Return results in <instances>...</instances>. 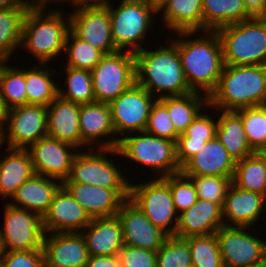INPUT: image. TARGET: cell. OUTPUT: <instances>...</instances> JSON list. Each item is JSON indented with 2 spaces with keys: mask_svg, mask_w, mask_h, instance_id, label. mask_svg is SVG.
<instances>
[{
  "mask_svg": "<svg viewBox=\"0 0 266 267\" xmlns=\"http://www.w3.org/2000/svg\"><path fill=\"white\" fill-rule=\"evenodd\" d=\"M150 1H152V2H154V3H156V4H158L161 0H150Z\"/></svg>",
  "mask_w": 266,
  "mask_h": 267,
  "instance_id": "91938a15",
  "label": "cell"
},
{
  "mask_svg": "<svg viewBox=\"0 0 266 267\" xmlns=\"http://www.w3.org/2000/svg\"><path fill=\"white\" fill-rule=\"evenodd\" d=\"M9 114V108L7 107L5 100L0 91V132H3L6 126L7 116Z\"/></svg>",
  "mask_w": 266,
  "mask_h": 267,
  "instance_id": "816d5d0a",
  "label": "cell"
},
{
  "mask_svg": "<svg viewBox=\"0 0 266 267\" xmlns=\"http://www.w3.org/2000/svg\"><path fill=\"white\" fill-rule=\"evenodd\" d=\"M30 70L25 69V85L27 94V104L48 106L58 97V86L51 79V74L56 70L47 69L45 65L38 64ZM40 68V69H39ZM50 71L52 73H50Z\"/></svg>",
  "mask_w": 266,
  "mask_h": 267,
  "instance_id": "836d02e7",
  "label": "cell"
},
{
  "mask_svg": "<svg viewBox=\"0 0 266 267\" xmlns=\"http://www.w3.org/2000/svg\"><path fill=\"white\" fill-rule=\"evenodd\" d=\"M85 267H121L118 255L89 256Z\"/></svg>",
  "mask_w": 266,
  "mask_h": 267,
  "instance_id": "c3c4849f",
  "label": "cell"
},
{
  "mask_svg": "<svg viewBox=\"0 0 266 267\" xmlns=\"http://www.w3.org/2000/svg\"><path fill=\"white\" fill-rule=\"evenodd\" d=\"M75 7L73 13L69 14L70 31L103 54L117 51L112 38L108 6L100 2L78 4Z\"/></svg>",
  "mask_w": 266,
  "mask_h": 267,
  "instance_id": "8fae6325",
  "label": "cell"
},
{
  "mask_svg": "<svg viewBox=\"0 0 266 267\" xmlns=\"http://www.w3.org/2000/svg\"><path fill=\"white\" fill-rule=\"evenodd\" d=\"M8 151L0 160V187L4 198H11L18 187L35 174L28 149L8 147Z\"/></svg>",
  "mask_w": 266,
  "mask_h": 267,
  "instance_id": "f546056e",
  "label": "cell"
},
{
  "mask_svg": "<svg viewBox=\"0 0 266 267\" xmlns=\"http://www.w3.org/2000/svg\"><path fill=\"white\" fill-rule=\"evenodd\" d=\"M116 215L121 222L125 245L158 251L169 237L162 229L155 226L129 198L122 203Z\"/></svg>",
  "mask_w": 266,
  "mask_h": 267,
  "instance_id": "e0dca14e",
  "label": "cell"
},
{
  "mask_svg": "<svg viewBox=\"0 0 266 267\" xmlns=\"http://www.w3.org/2000/svg\"><path fill=\"white\" fill-rule=\"evenodd\" d=\"M189 243L192 266L224 267L216 234L185 238Z\"/></svg>",
  "mask_w": 266,
  "mask_h": 267,
  "instance_id": "74e56055",
  "label": "cell"
},
{
  "mask_svg": "<svg viewBox=\"0 0 266 267\" xmlns=\"http://www.w3.org/2000/svg\"><path fill=\"white\" fill-rule=\"evenodd\" d=\"M191 92L182 96L163 97L159 100L167 107L175 131L181 135L198 116L199 110L209 105L208 96Z\"/></svg>",
  "mask_w": 266,
  "mask_h": 267,
  "instance_id": "d6a6232c",
  "label": "cell"
},
{
  "mask_svg": "<svg viewBox=\"0 0 266 267\" xmlns=\"http://www.w3.org/2000/svg\"><path fill=\"white\" fill-rule=\"evenodd\" d=\"M103 2L110 11L115 49L134 54L144 49L140 43L151 28L153 14L159 13L158 4L150 0H121L118 8L114 9L109 0Z\"/></svg>",
  "mask_w": 266,
  "mask_h": 267,
  "instance_id": "52a82bcc",
  "label": "cell"
},
{
  "mask_svg": "<svg viewBox=\"0 0 266 267\" xmlns=\"http://www.w3.org/2000/svg\"><path fill=\"white\" fill-rule=\"evenodd\" d=\"M45 6L46 3L41 2L28 10L22 23L21 45L37 58L39 64H47L62 53L70 31L69 15L64 17L60 10L45 13Z\"/></svg>",
  "mask_w": 266,
  "mask_h": 267,
  "instance_id": "277c9868",
  "label": "cell"
},
{
  "mask_svg": "<svg viewBox=\"0 0 266 267\" xmlns=\"http://www.w3.org/2000/svg\"><path fill=\"white\" fill-rule=\"evenodd\" d=\"M31 8L0 9V57L10 60L21 47L22 23Z\"/></svg>",
  "mask_w": 266,
  "mask_h": 267,
  "instance_id": "d590c367",
  "label": "cell"
},
{
  "mask_svg": "<svg viewBox=\"0 0 266 267\" xmlns=\"http://www.w3.org/2000/svg\"><path fill=\"white\" fill-rule=\"evenodd\" d=\"M66 70V90L58 87V96L64 100L81 104L95 101L91 71L85 69L64 67Z\"/></svg>",
  "mask_w": 266,
  "mask_h": 267,
  "instance_id": "8d00e7d4",
  "label": "cell"
},
{
  "mask_svg": "<svg viewBox=\"0 0 266 267\" xmlns=\"http://www.w3.org/2000/svg\"><path fill=\"white\" fill-rule=\"evenodd\" d=\"M41 2V0H0V9L33 8Z\"/></svg>",
  "mask_w": 266,
  "mask_h": 267,
  "instance_id": "f907efd6",
  "label": "cell"
},
{
  "mask_svg": "<svg viewBox=\"0 0 266 267\" xmlns=\"http://www.w3.org/2000/svg\"><path fill=\"white\" fill-rule=\"evenodd\" d=\"M91 77L95 101L110 103L136 82L134 53L117 50L104 54Z\"/></svg>",
  "mask_w": 266,
  "mask_h": 267,
  "instance_id": "ba28073f",
  "label": "cell"
},
{
  "mask_svg": "<svg viewBox=\"0 0 266 267\" xmlns=\"http://www.w3.org/2000/svg\"><path fill=\"white\" fill-rule=\"evenodd\" d=\"M84 230L80 233L85 240L89 256L118 255L125 245L117 215L94 218Z\"/></svg>",
  "mask_w": 266,
  "mask_h": 267,
  "instance_id": "d4e9b609",
  "label": "cell"
},
{
  "mask_svg": "<svg viewBox=\"0 0 266 267\" xmlns=\"http://www.w3.org/2000/svg\"><path fill=\"white\" fill-rule=\"evenodd\" d=\"M54 3V1L57 3L58 2H72L74 5H78V4H89V3H100V2H103V0H44L43 2H45L46 4L49 3V2H52Z\"/></svg>",
  "mask_w": 266,
  "mask_h": 267,
  "instance_id": "f5cc1de1",
  "label": "cell"
},
{
  "mask_svg": "<svg viewBox=\"0 0 266 267\" xmlns=\"http://www.w3.org/2000/svg\"><path fill=\"white\" fill-rule=\"evenodd\" d=\"M42 219L45 234L80 233L92 220L63 185L56 192L49 210Z\"/></svg>",
  "mask_w": 266,
  "mask_h": 267,
  "instance_id": "ac0fdd59",
  "label": "cell"
},
{
  "mask_svg": "<svg viewBox=\"0 0 266 267\" xmlns=\"http://www.w3.org/2000/svg\"><path fill=\"white\" fill-rule=\"evenodd\" d=\"M134 55L136 83L151 95L158 94L156 99L193 92L186 81L178 48L172 40L167 47L154 51L144 48Z\"/></svg>",
  "mask_w": 266,
  "mask_h": 267,
  "instance_id": "7a4b0ae2",
  "label": "cell"
},
{
  "mask_svg": "<svg viewBox=\"0 0 266 267\" xmlns=\"http://www.w3.org/2000/svg\"><path fill=\"white\" fill-rule=\"evenodd\" d=\"M208 103L219 112L265 106L266 65H224Z\"/></svg>",
  "mask_w": 266,
  "mask_h": 267,
  "instance_id": "3957f363",
  "label": "cell"
},
{
  "mask_svg": "<svg viewBox=\"0 0 266 267\" xmlns=\"http://www.w3.org/2000/svg\"><path fill=\"white\" fill-rule=\"evenodd\" d=\"M74 149L77 150L74 145L48 136L40 138L28 148L35 174L58 179L63 183L69 176L77 154Z\"/></svg>",
  "mask_w": 266,
  "mask_h": 267,
  "instance_id": "2e32d148",
  "label": "cell"
},
{
  "mask_svg": "<svg viewBox=\"0 0 266 267\" xmlns=\"http://www.w3.org/2000/svg\"><path fill=\"white\" fill-rule=\"evenodd\" d=\"M80 105L59 96L47 106V136L82 147Z\"/></svg>",
  "mask_w": 266,
  "mask_h": 267,
  "instance_id": "cb8c5ba5",
  "label": "cell"
},
{
  "mask_svg": "<svg viewBox=\"0 0 266 267\" xmlns=\"http://www.w3.org/2000/svg\"><path fill=\"white\" fill-rule=\"evenodd\" d=\"M264 208H266V196L244 190L232 182L222 206L224 226L251 228L256 221H259L258 218Z\"/></svg>",
  "mask_w": 266,
  "mask_h": 267,
  "instance_id": "44dd1931",
  "label": "cell"
},
{
  "mask_svg": "<svg viewBox=\"0 0 266 267\" xmlns=\"http://www.w3.org/2000/svg\"><path fill=\"white\" fill-rule=\"evenodd\" d=\"M88 215L94 218L115 216L129 198L130 189H106L84 183H62Z\"/></svg>",
  "mask_w": 266,
  "mask_h": 267,
  "instance_id": "d6986e66",
  "label": "cell"
},
{
  "mask_svg": "<svg viewBox=\"0 0 266 267\" xmlns=\"http://www.w3.org/2000/svg\"><path fill=\"white\" fill-rule=\"evenodd\" d=\"M203 31L252 19L242 0H202Z\"/></svg>",
  "mask_w": 266,
  "mask_h": 267,
  "instance_id": "1f68e13d",
  "label": "cell"
},
{
  "mask_svg": "<svg viewBox=\"0 0 266 267\" xmlns=\"http://www.w3.org/2000/svg\"><path fill=\"white\" fill-rule=\"evenodd\" d=\"M43 253L44 267H85L89 259L81 233L45 234Z\"/></svg>",
  "mask_w": 266,
  "mask_h": 267,
  "instance_id": "ffe728a7",
  "label": "cell"
},
{
  "mask_svg": "<svg viewBox=\"0 0 266 267\" xmlns=\"http://www.w3.org/2000/svg\"><path fill=\"white\" fill-rule=\"evenodd\" d=\"M245 267H266V262L265 263H260V264H255L251 266H245Z\"/></svg>",
  "mask_w": 266,
  "mask_h": 267,
  "instance_id": "6f0895ef",
  "label": "cell"
},
{
  "mask_svg": "<svg viewBox=\"0 0 266 267\" xmlns=\"http://www.w3.org/2000/svg\"><path fill=\"white\" fill-rule=\"evenodd\" d=\"M217 119L216 137L235 162L256 152L250 146L241 116L236 111H222Z\"/></svg>",
  "mask_w": 266,
  "mask_h": 267,
  "instance_id": "4dcf8cb0",
  "label": "cell"
},
{
  "mask_svg": "<svg viewBox=\"0 0 266 267\" xmlns=\"http://www.w3.org/2000/svg\"><path fill=\"white\" fill-rule=\"evenodd\" d=\"M94 151H77L69 176L63 183H84L106 189H130V183L120 169L111 159H107V155L111 153L119 156L117 148H98V151Z\"/></svg>",
  "mask_w": 266,
  "mask_h": 267,
  "instance_id": "9c48e42d",
  "label": "cell"
},
{
  "mask_svg": "<svg viewBox=\"0 0 266 267\" xmlns=\"http://www.w3.org/2000/svg\"><path fill=\"white\" fill-rule=\"evenodd\" d=\"M253 17H266V0H242Z\"/></svg>",
  "mask_w": 266,
  "mask_h": 267,
  "instance_id": "681fc988",
  "label": "cell"
},
{
  "mask_svg": "<svg viewBox=\"0 0 266 267\" xmlns=\"http://www.w3.org/2000/svg\"><path fill=\"white\" fill-rule=\"evenodd\" d=\"M259 153L266 160V147H264Z\"/></svg>",
  "mask_w": 266,
  "mask_h": 267,
  "instance_id": "9f6ffc18",
  "label": "cell"
},
{
  "mask_svg": "<svg viewBox=\"0 0 266 267\" xmlns=\"http://www.w3.org/2000/svg\"><path fill=\"white\" fill-rule=\"evenodd\" d=\"M199 113L185 132L176 141V157L182 167L192 156L199 152L207 141L216 137L218 122L210 115Z\"/></svg>",
  "mask_w": 266,
  "mask_h": 267,
  "instance_id": "83f0119b",
  "label": "cell"
},
{
  "mask_svg": "<svg viewBox=\"0 0 266 267\" xmlns=\"http://www.w3.org/2000/svg\"><path fill=\"white\" fill-rule=\"evenodd\" d=\"M1 267H44L43 250L5 251Z\"/></svg>",
  "mask_w": 266,
  "mask_h": 267,
  "instance_id": "7dc6e473",
  "label": "cell"
},
{
  "mask_svg": "<svg viewBox=\"0 0 266 267\" xmlns=\"http://www.w3.org/2000/svg\"><path fill=\"white\" fill-rule=\"evenodd\" d=\"M118 257L121 267H157V251L124 245Z\"/></svg>",
  "mask_w": 266,
  "mask_h": 267,
  "instance_id": "bcb514c9",
  "label": "cell"
},
{
  "mask_svg": "<svg viewBox=\"0 0 266 267\" xmlns=\"http://www.w3.org/2000/svg\"><path fill=\"white\" fill-rule=\"evenodd\" d=\"M222 226V207L218 203L198 199L188 210L178 215L175 236L185 239L210 235Z\"/></svg>",
  "mask_w": 266,
  "mask_h": 267,
  "instance_id": "603a6c76",
  "label": "cell"
},
{
  "mask_svg": "<svg viewBox=\"0 0 266 267\" xmlns=\"http://www.w3.org/2000/svg\"><path fill=\"white\" fill-rule=\"evenodd\" d=\"M232 182L244 190L266 196V160L256 152L237 161Z\"/></svg>",
  "mask_w": 266,
  "mask_h": 267,
  "instance_id": "e575fe53",
  "label": "cell"
},
{
  "mask_svg": "<svg viewBox=\"0 0 266 267\" xmlns=\"http://www.w3.org/2000/svg\"><path fill=\"white\" fill-rule=\"evenodd\" d=\"M189 243L184 238L169 236L157 251V267H190Z\"/></svg>",
  "mask_w": 266,
  "mask_h": 267,
  "instance_id": "b9f144b4",
  "label": "cell"
},
{
  "mask_svg": "<svg viewBox=\"0 0 266 267\" xmlns=\"http://www.w3.org/2000/svg\"><path fill=\"white\" fill-rule=\"evenodd\" d=\"M144 131L157 137L166 138L175 142L179 136L175 131L167 107L159 99L155 101L151 108Z\"/></svg>",
  "mask_w": 266,
  "mask_h": 267,
  "instance_id": "f6af8a7d",
  "label": "cell"
},
{
  "mask_svg": "<svg viewBox=\"0 0 266 267\" xmlns=\"http://www.w3.org/2000/svg\"><path fill=\"white\" fill-rule=\"evenodd\" d=\"M4 252L5 251H4V248H3V243H2V240L0 238V262H1L2 258H3Z\"/></svg>",
  "mask_w": 266,
  "mask_h": 267,
  "instance_id": "11a10c76",
  "label": "cell"
},
{
  "mask_svg": "<svg viewBox=\"0 0 266 267\" xmlns=\"http://www.w3.org/2000/svg\"><path fill=\"white\" fill-rule=\"evenodd\" d=\"M64 50L69 56L66 66L89 71L100 62L104 55L100 50L76 37L71 31L67 34Z\"/></svg>",
  "mask_w": 266,
  "mask_h": 267,
  "instance_id": "ab89813d",
  "label": "cell"
},
{
  "mask_svg": "<svg viewBox=\"0 0 266 267\" xmlns=\"http://www.w3.org/2000/svg\"><path fill=\"white\" fill-rule=\"evenodd\" d=\"M129 199L155 226L169 236H175L178 215H176L170 186L163 178L158 177L156 180L154 178L152 181L137 185L130 183Z\"/></svg>",
  "mask_w": 266,
  "mask_h": 267,
  "instance_id": "30bf717a",
  "label": "cell"
},
{
  "mask_svg": "<svg viewBox=\"0 0 266 267\" xmlns=\"http://www.w3.org/2000/svg\"><path fill=\"white\" fill-rule=\"evenodd\" d=\"M6 124L2 132L3 142L9 148L28 149L40 138L47 136V107L43 105L26 104L9 109Z\"/></svg>",
  "mask_w": 266,
  "mask_h": 267,
  "instance_id": "9a60e30c",
  "label": "cell"
},
{
  "mask_svg": "<svg viewBox=\"0 0 266 267\" xmlns=\"http://www.w3.org/2000/svg\"><path fill=\"white\" fill-rule=\"evenodd\" d=\"M0 238L4 251L43 250L45 232L40 215L6 203Z\"/></svg>",
  "mask_w": 266,
  "mask_h": 267,
  "instance_id": "7c38bea8",
  "label": "cell"
},
{
  "mask_svg": "<svg viewBox=\"0 0 266 267\" xmlns=\"http://www.w3.org/2000/svg\"><path fill=\"white\" fill-rule=\"evenodd\" d=\"M153 97L135 82L109 103L116 136L119 132L125 135L145 130L151 108L157 100Z\"/></svg>",
  "mask_w": 266,
  "mask_h": 267,
  "instance_id": "5bb4252c",
  "label": "cell"
},
{
  "mask_svg": "<svg viewBox=\"0 0 266 267\" xmlns=\"http://www.w3.org/2000/svg\"><path fill=\"white\" fill-rule=\"evenodd\" d=\"M207 33V34H206ZM203 36L174 40L189 88L208 96L216 89L224 68L220 37L207 30ZM202 89V91L200 90Z\"/></svg>",
  "mask_w": 266,
  "mask_h": 267,
  "instance_id": "6da1fadb",
  "label": "cell"
},
{
  "mask_svg": "<svg viewBox=\"0 0 266 267\" xmlns=\"http://www.w3.org/2000/svg\"><path fill=\"white\" fill-rule=\"evenodd\" d=\"M159 11L166 27L181 38L203 31L202 0H161Z\"/></svg>",
  "mask_w": 266,
  "mask_h": 267,
  "instance_id": "484cf974",
  "label": "cell"
},
{
  "mask_svg": "<svg viewBox=\"0 0 266 267\" xmlns=\"http://www.w3.org/2000/svg\"><path fill=\"white\" fill-rule=\"evenodd\" d=\"M7 61H8L7 59H5L3 57H0V75H1V72H2V70L4 68V66L6 65L5 62H7Z\"/></svg>",
  "mask_w": 266,
  "mask_h": 267,
  "instance_id": "db71d44e",
  "label": "cell"
},
{
  "mask_svg": "<svg viewBox=\"0 0 266 267\" xmlns=\"http://www.w3.org/2000/svg\"><path fill=\"white\" fill-rule=\"evenodd\" d=\"M195 185L198 199L224 205L227 191L233 178L219 176H188Z\"/></svg>",
  "mask_w": 266,
  "mask_h": 267,
  "instance_id": "7bdbcfd3",
  "label": "cell"
},
{
  "mask_svg": "<svg viewBox=\"0 0 266 267\" xmlns=\"http://www.w3.org/2000/svg\"><path fill=\"white\" fill-rule=\"evenodd\" d=\"M241 116L247 140L255 152L266 147V105L236 110Z\"/></svg>",
  "mask_w": 266,
  "mask_h": 267,
  "instance_id": "60d3db41",
  "label": "cell"
},
{
  "mask_svg": "<svg viewBox=\"0 0 266 267\" xmlns=\"http://www.w3.org/2000/svg\"><path fill=\"white\" fill-rule=\"evenodd\" d=\"M249 229L222 226L215 232L224 267H245L266 262V241L254 237L247 232Z\"/></svg>",
  "mask_w": 266,
  "mask_h": 267,
  "instance_id": "4fadbf2b",
  "label": "cell"
},
{
  "mask_svg": "<svg viewBox=\"0 0 266 267\" xmlns=\"http://www.w3.org/2000/svg\"><path fill=\"white\" fill-rule=\"evenodd\" d=\"M2 145H4V142H3L2 132H0V148Z\"/></svg>",
  "mask_w": 266,
  "mask_h": 267,
  "instance_id": "680465c9",
  "label": "cell"
},
{
  "mask_svg": "<svg viewBox=\"0 0 266 267\" xmlns=\"http://www.w3.org/2000/svg\"><path fill=\"white\" fill-rule=\"evenodd\" d=\"M79 124L82 147L95 144L98 138L116 135L109 103L91 102L80 105Z\"/></svg>",
  "mask_w": 266,
  "mask_h": 267,
  "instance_id": "f1b7e54d",
  "label": "cell"
},
{
  "mask_svg": "<svg viewBox=\"0 0 266 267\" xmlns=\"http://www.w3.org/2000/svg\"><path fill=\"white\" fill-rule=\"evenodd\" d=\"M170 186L175 209L179 213L188 210L197 200L198 195L191 178L182 172L163 178Z\"/></svg>",
  "mask_w": 266,
  "mask_h": 267,
  "instance_id": "ee69618b",
  "label": "cell"
},
{
  "mask_svg": "<svg viewBox=\"0 0 266 267\" xmlns=\"http://www.w3.org/2000/svg\"><path fill=\"white\" fill-rule=\"evenodd\" d=\"M216 32L224 65H266V17L226 25Z\"/></svg>",
  "mask_w": 266,
  "mask_h": 267,
  "instance_id": "8992f818",
  "label": "cell"
},
{
  "mask_svg": "<svg viewBox=\"0 0 266 267\" xmlns=\"http://www.w3.org/2000/svg\"><path fill=\"white\" fill-rule=\"evenodd\" d=\"M137 135H125L121 138H109L99 141L98 148H117L119 157L136 161L158 172L159 178L181 172L176 157V142L160 138L145 131ZM139 134V135H138ZM141 135V136H140Z\"/></svg>",
  "mask_w": 266,
  "mask_h": 267,
  "instance_id": "5b68a950",
  "label": "cell"
},
{
  "mask_svg": "<svg viewBox=\"0 0 266 267\" xmlns=\"http://www.w3.org/2000/svg\"><path fill=\"white\" fill-rule=\"evenodd\" d=\"M56 180L58 179L54 181V178L34 174L18 187L11 197L14 202L8 204L15 208L34 212L43 218L49 210L56 192L62 186V182L57 183Z\"/></svg>",
  "mask_w": 266,
  "mask_h": 267,
  "instance_id": "4316f807",
  "label": "cell"
},
{
  "mask_svg": "<svg viewBox=\"0 0 266 267\" xmlns=\"http://www.w3.org/2000/svg\"><path fill=\"white\" fill-rule=\"evenodd\" d=\"M236 162L215 137L192 156L182 167L186 176H219L233 178Z\"/></svg>",
  "mask_w": 266,
  "mask_h": 267,
  "instance_id": "7402d4cb",
  "label": "cell"
},
{
  "mask_svg": "<svg viewBox=\"0 0 266 267\" xmlns=\"http://www.w3.org/2000/svg\"><path fill=\"white\" fill-rule=\"evenodd\" d=\"M0 91L9 109L26 105L25 69L5 65L0 75Z\"/></svg>",
  "mask_w": 266,
  "mask_h": 267,
  "instance_id": "f35d334b",
  "label": "cell"
}]
</instances>
